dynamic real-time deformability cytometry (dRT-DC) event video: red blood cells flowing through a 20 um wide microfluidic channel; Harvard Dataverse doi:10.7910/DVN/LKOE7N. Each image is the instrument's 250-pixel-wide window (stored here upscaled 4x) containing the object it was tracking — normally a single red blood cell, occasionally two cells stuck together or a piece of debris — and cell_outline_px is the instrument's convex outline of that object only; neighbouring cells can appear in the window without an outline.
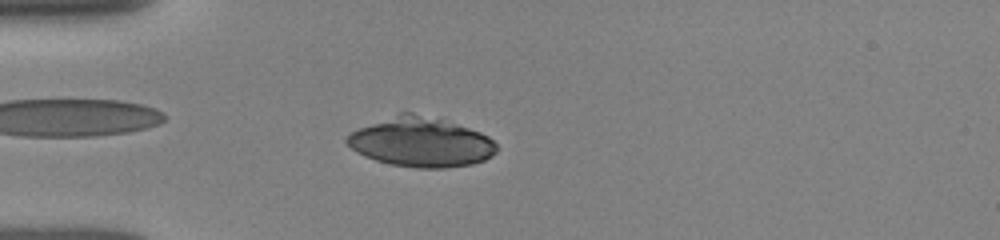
{"species": "human", "species_latin": "Homo sapiens", "temperature_condition": "room temperature", "stored_images_in_passage": 50, "camera_frame_rate_fps": 3000, "um_per_image_px": 0.085, "donor": {"sex": "female"}, "frame": {"image": 1, "passage_image": 13, "time_ms": 4.0, "image_size_px": [1000, 240], "cell_outline_px": [[496, 152], [492, 156], [484, 160], [472, 164], [444, 168], [416, 168], [392, 164], [376, 160], [364, 156], [356, 152], [344, 140], [344, 136], [360, 128], [400, 112], [412, 112], [456, 124], [480, 132], [488, 136], [496, 144]], "centroid_in_image_um": [35.77, 12.09], "position_along_channel_um": 49.2, "area_um2": 42.77}}
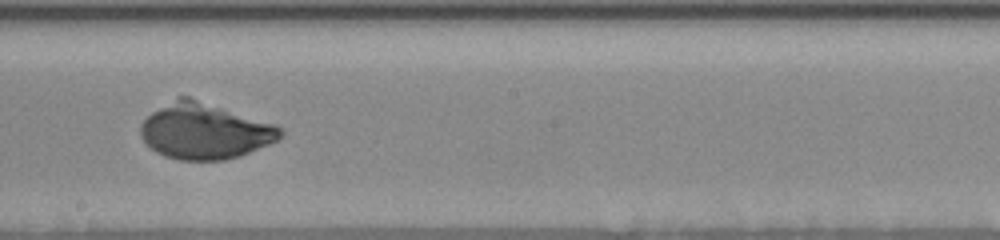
{"frame": {"image": 2, "passage_image": 28, "time_ms": 9.0, "image_size_px": [1000, 240], "cell_outline_px": [[284, 132], [276, 140], [268, 144], [240, 156], [224, 160], [180, 160], [164, 156], [156, 152], [140, 136], [140, 124], [152, 112], [176, 96], [188, 96], [276, 124]], "centroid_in_image_um": [17.38, 11.13], "position_along_channel_um": 230.8, "area_um2": 45.43}}
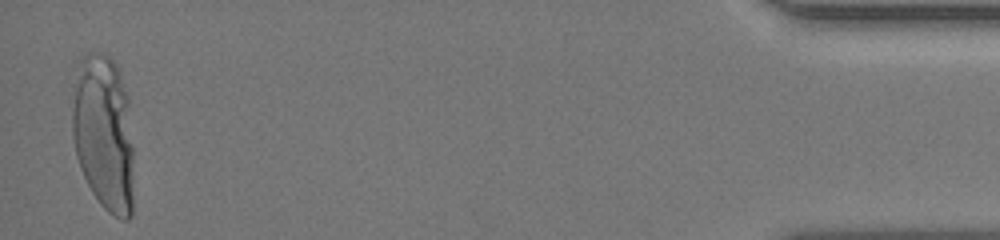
{"frame": {"image": 3, "passage_image": 49, "time_ms": 16.0, "image_size_px": [1000, 240], "cell_outline_px": [[132, 216], [128, 220], [120, 220], [108, 212], [100, 204], [92, 192], [80, 168], [76, 156], [72, 136], [72, 108], [80, 56], [84, 52], [104, 52], [116, 64], [120, 72], [128, 96], [132, 148]], "centroid_in_image_um": [8.82, 11.29], "position_along_channel_um": 426.4, "area_um2": 56.53}, "authors_computed_cell_mechanics": {"area_um2": 45.4308, "velocity_mm_per_s": 3.938, "shape_relaxation_time_tau1_ms": 4.4519, "shape_relaxation_time_tau2_ms": null, "deformation_change_tau1": 0.1585, "deformation_change_tau2": null}}